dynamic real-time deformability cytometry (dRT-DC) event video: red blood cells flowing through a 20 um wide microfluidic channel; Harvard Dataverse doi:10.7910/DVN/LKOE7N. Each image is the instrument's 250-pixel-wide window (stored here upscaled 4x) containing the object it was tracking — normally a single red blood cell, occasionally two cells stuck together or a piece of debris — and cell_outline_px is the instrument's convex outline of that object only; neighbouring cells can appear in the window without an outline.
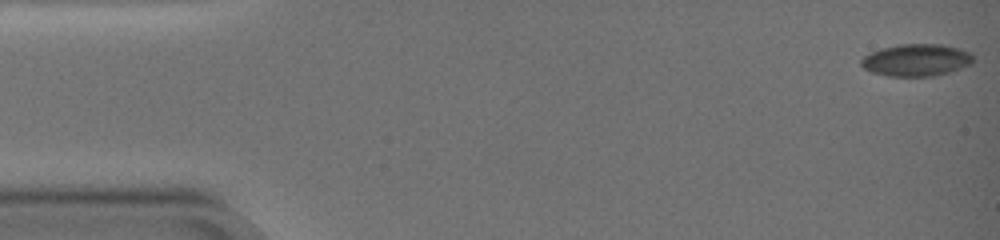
{"species": "common noctule bat (a hibernating species)", "species_latin": "Nyctalus noctula", "temperature_condition": "warm", "stored_images_in_passage": 56, "camera_frame_rate_fps": 3000, "um_per_image_px": 0.085, "animal": {"sex": "female", "body_mass_g": 19.0, "forearm_length_mm": 51.5}, "frame": {"image": 1, "passage_image": 1, "time_ms": 0.0, "image_size_px": [1000, 240], "cell_outline_px": [[972, 60], [968, 64], [948, 72], [932, 76], [888, 76], [872, 72], [864, 68], [860, 64], [860, 60], [884, 48], [908, 44], [928, 44], [956, 48], [972, 56]], "centroid_in_image_um": [77.83, 5.14], "position_along_channel_um": 7.2, "area_um2": 19.83}}
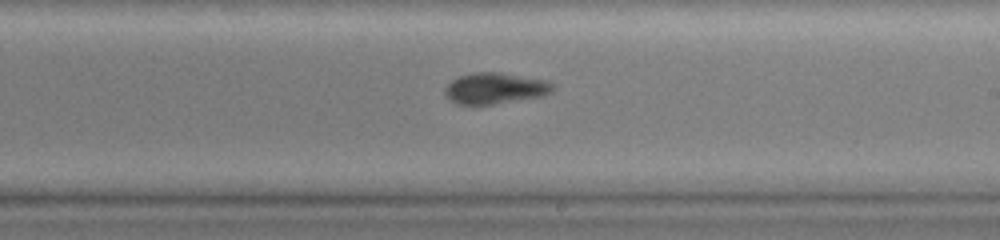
{"frame": {"image": 2, "passage_image": 42, "time_ms": 13.667, "image_size_px": [1000, 240], "cell_outline_px": [[552, 88], [548, 92], [540, 96], [492, 104], [456, 104], [448, 100], [444, 92], [448, 84], [452, 80], [460, 76], [480, 72], [492, 72], [540, 80], [552, 84]], "centroid_in_image_um": [41.95, 7.53], "position_along_channel_um": 247.0, "area_um2": 18.61}}
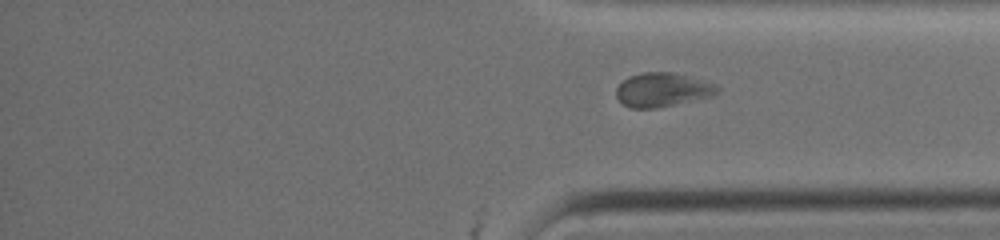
{"frame": {"image": 3, "passage_image": 56, "time_ms": 18.333, "image_size_px": [1000, 240], "cell_outline_px": [[720, 92], [712, 96], [656, 108], [632, 108], [624, 104], [616, 96], [616, 88], [628, 76], [640, 72], [672, 72], [704, 80], [716, 84], [720, 88]], "centroid_in_image_um": [56.33, 7.62], "position_along_channel_um": 378.9, "area_um2": 20.0}}